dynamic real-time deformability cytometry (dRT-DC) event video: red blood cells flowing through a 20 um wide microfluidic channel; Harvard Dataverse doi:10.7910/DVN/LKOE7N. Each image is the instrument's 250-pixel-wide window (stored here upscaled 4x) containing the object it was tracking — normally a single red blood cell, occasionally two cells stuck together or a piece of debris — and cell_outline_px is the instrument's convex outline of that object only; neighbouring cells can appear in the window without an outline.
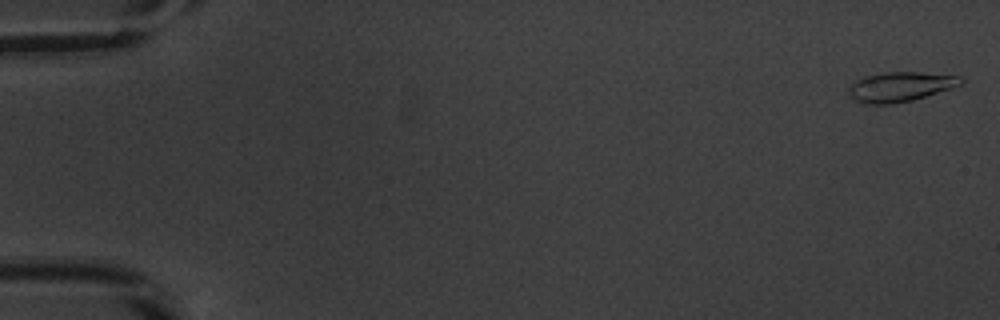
{"species": "common noctule bat (a hibernating species)", "species_latin": "Nyctalus noctula", "temperature_condition": "warm", "stored_images_in_passage": 53, "camera_frame_rate_fps": 3000, "um_per_image_px": 0.085, "animal": {"sex": "male", "body_mass_g": 20.1, "forearm_length_mm": 53.5}, "frame": {"image": 1, "passage_image": 1, "time_ms": 0.0, "image_size_px": [1000, 320], "cell_outline_px": [[964, 84], [952, 88], [912, 100], [892, 104], [868, 104], [856, 100], [848, 96], [848, 88], [856, 80], [864, 76], [884, 72], [920, 72], [960, 76], [964, 80]], "centroid_in_image_um": [76.53, 7.37], "position_along_channel_um": 8.5, "area_um2": 19.48}}
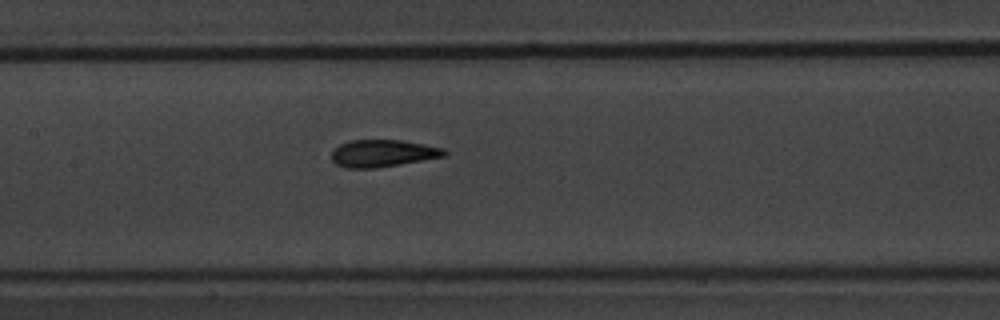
{"frame": {"image": 2, "passage_image": 26, "time_ms": 8.333, "image_size_px": [1000, 320], "cell_outline_px": [[448, 152], [444, 156], [400, 164], [376, 168], [344, 168], [336, 164], [332, 160], [332, 152], [340, 144], [348, 140], [400, 140], [444, 148]], "centroid_in_image_um": [32.51, 13.03], "position_along_channel_um": 174.9, "area_um2": 17.74}}
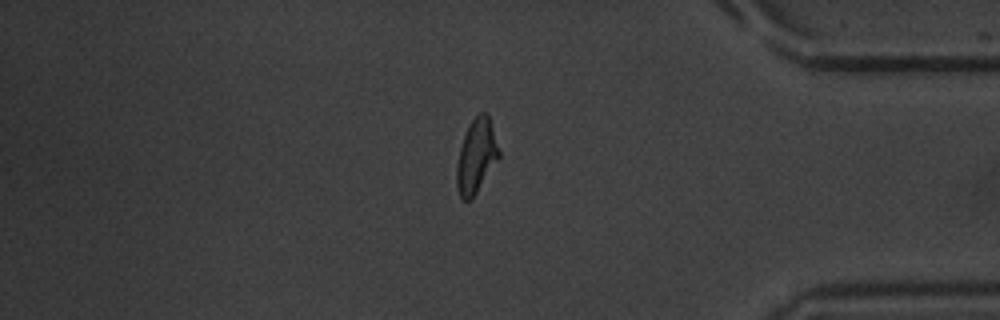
{"frame": {"image": 3, "passage_image": 45, "time_ms": 14.667, "image_size_px": [1000, 320], "cell_outline_px": [[500, 156], [472, 200], [464, 200], [460, 196], [456, 184], [456, 168], [460, 148], [468, 124], [480, 112], [488, 112], [500, 152]], "centroid_in_image_um": [40.49, 13.26], "position_along_channel_um": 394.7, "area_um2": 18.21}, "authors_computed_cell_mechanics": {"area_um2": 18.1492, "velocity_mm_per_s": 3.85, "shape_relaxation_time_tau1_ms": 4.3063, "shape_relaxation_time_tau2_ms": 1.3407, "deformation_change_tau1": 0.1773, "deformation_change_tau2": 0.0844}}